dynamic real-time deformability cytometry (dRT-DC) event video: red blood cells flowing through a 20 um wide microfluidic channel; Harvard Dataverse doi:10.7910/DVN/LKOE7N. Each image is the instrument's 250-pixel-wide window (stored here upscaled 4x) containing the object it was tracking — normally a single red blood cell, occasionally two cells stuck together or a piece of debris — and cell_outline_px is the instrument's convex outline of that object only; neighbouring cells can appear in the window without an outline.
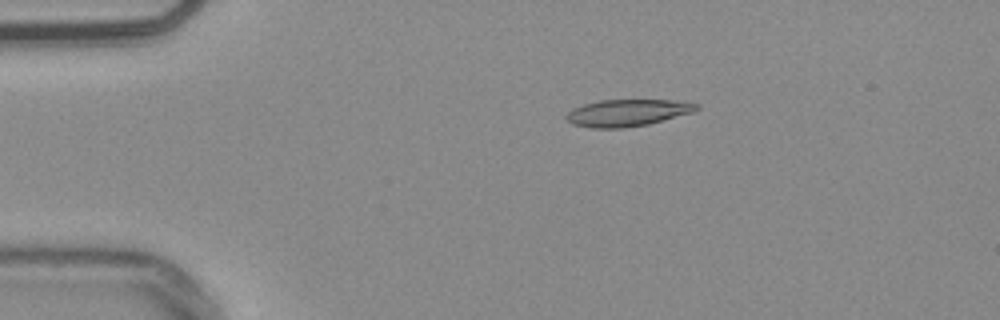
{"species": "common noctule bat (a hibernating species)", "species_latin": "Nyctalus noctula", "temperature_condition": "warm", "stored_images_in_passage": 54, "camera_frame_rate_fps": 3000, "um_per_image_px": 0.085, "animal": {"sex": "male", "body_mass_g": 20.4}, "frame": {"image": 1, "passage_image": 11, "time_ms": 3.333, "image_size_px": [1000, 320], "cell_outline_px": [[700, 108], [692, 112], [648, 124], [620, 128], [592, 128], [572, 124], [564, 116], [572, 108], [584, 104], [600, 100], [672, 100], [700, 104]], "centroid_in_image_um": [53.3, 9.58], "position_along_channel_um": 31.7, "area_um2": 20.29}}
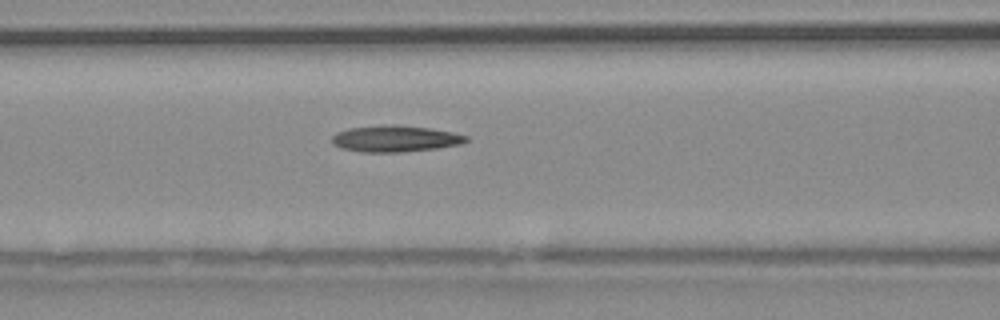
{"frame": {"image": 2, "passage_image": 23, "time_ms": 7.333, "image_size_px": [1000, 320], "cell_outline_px": [[468, 140], [460, 144], [436, 148], [400, 152], [364, 152], [340, 148], [332, 144], [332, 136], [336, 132], [348, 128], [388, 124], [392, 124], [428, 128], [452, 132], [468, 136]], "centroid_in_image_um": [33.55, 11.78], "position_along_channel_um": 133.1, "area_um2": 20.58}}
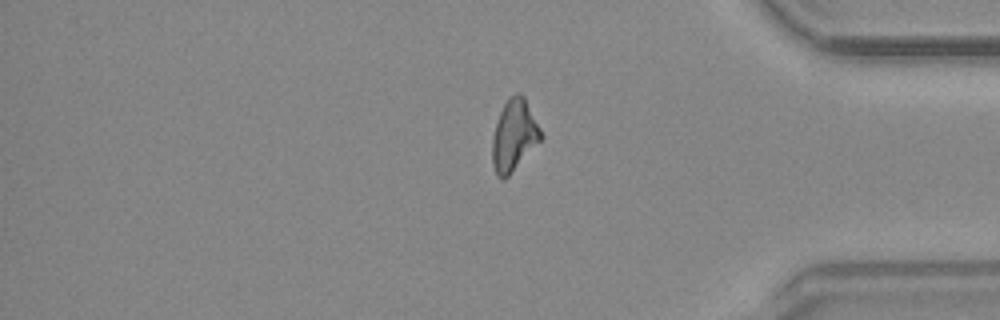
{"frame": {"image": 3, "passage_image": 45, "time_ms": 14.667, "image_size_px": [1000, 320], "cell_outline_px": [[544, 136], [508, 176], [504, 180], [500, 180], [496, 176], [492, 164], [492, 136], [500, 112], [508, 96], [516, 92], [520, 92], [524, 96]], "centroid_in_image_um": [43.67, 11.5], "position_along_channel_um": 391.5, "area_um2": 20.23}, "authors_computed_cell_mechanics": {"area_um2": 20.0566, "velocity_mm_per_s": 3.8164, "shape_relaxation_time_tau1_ms": null, "shape_relaxation_time_tau2_ms": 7.5406, "deformation_change_tau1": null, "deformation_change_tau2": 0.2063}}